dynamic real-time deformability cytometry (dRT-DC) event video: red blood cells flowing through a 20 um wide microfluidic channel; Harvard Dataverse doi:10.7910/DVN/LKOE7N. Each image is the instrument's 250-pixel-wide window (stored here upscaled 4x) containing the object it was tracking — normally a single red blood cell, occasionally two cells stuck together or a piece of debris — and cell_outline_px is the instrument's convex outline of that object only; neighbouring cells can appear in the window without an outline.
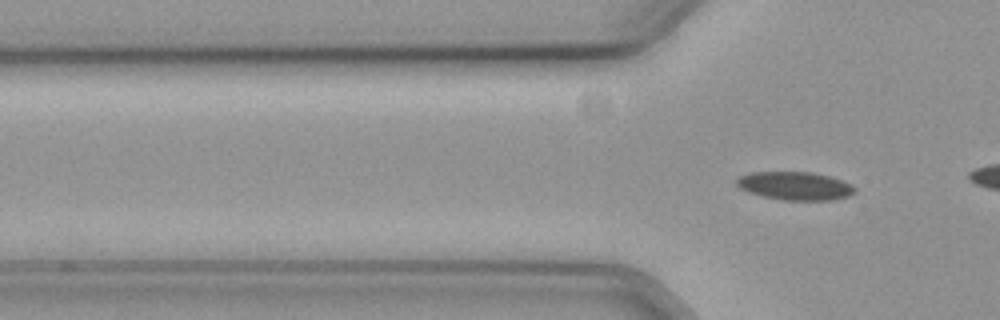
{"species": "common noctule bat (a hibernating species)", "species_latin": "Nyctalus noctula", "temperature_condition": "cold", "stored_images_in_passage": 8, "camera_frame_rate_fps": 3000, "um_per_image_px": 0.085, "animal": {"sex": "female", "body_mass_g": 19.3, "forearm_length_mm": 54.1}, "frame": {"image": 1, "passage_image": 8, "time_ms": 2.333, "image_size_px": [1000, 320], "cell_outline_px": [[856, 192], [848, 196], [832, 200], [784, 200], [764, 196], [748, 192], [740, 188], [736, 184], [736, 176], [752, 172], [812, 172], [828, 176], [852, 184], [856, 188]], "centroid_in_image_um": [67.56, 15.79], "position_along_channel_um": 58.2, "area_um2": 19.48}}